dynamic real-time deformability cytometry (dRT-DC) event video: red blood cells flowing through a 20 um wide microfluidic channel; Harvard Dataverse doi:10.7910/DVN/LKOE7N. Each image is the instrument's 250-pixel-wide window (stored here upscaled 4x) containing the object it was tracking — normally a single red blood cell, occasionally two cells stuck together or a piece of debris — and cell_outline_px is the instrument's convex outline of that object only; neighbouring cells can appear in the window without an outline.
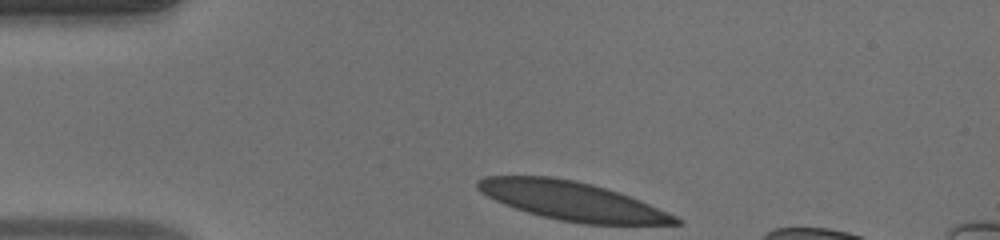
{"species": "human", "species_latin": "Homo sapiens", "temperature_condition": "warm", "stored_images_in_passage": 32, "camera_frame_rate_fps": 3000, "um_per_image_px": 0.085, "donor": {"sex": "male"}, "frame": {"image": 1, "passage_image": 1, "time_ms": 0.0, "image_size_px": [1000, 240], "cell_outline_px": [[680, 224], [584, 224], [560, 220], [528, 212], [504, 204], [488, 196], [476, 184], [480, 180], [488, 176], [544, 176], [568, 180], [588, 184], [616, 192], [636, 200], [664, 212], [680, 220]], "centroid_in_image_um": [48.55, 17.09], "position_along_channel_um": 36.4, "area_um2": 42.54}}
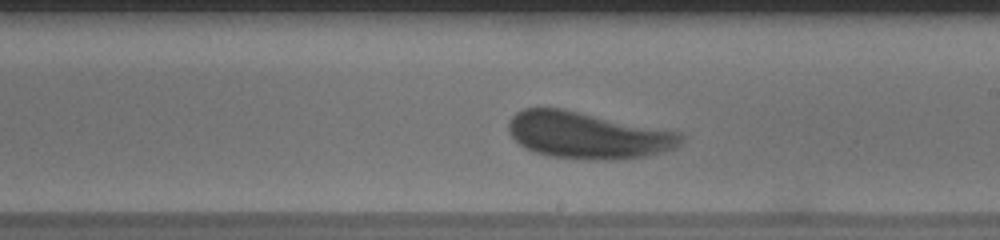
{"frame": {"image": 2, "passage_image": 19, "time_ms": 6.0, "image_size_px": [1000, 240], "cell_outline_px": [[680, 140], [672, 148], [644, 156], [612, 160], [592, 160], [552, 156], [536, 152], [520, 144], [512, 136], [508, 128], [508, 124], [512, 116], [516, 112], [524, 108], [560, 108], [680, 132]], "centroid_in_image_um": [49.89, 11.49], "position_along_channel_um": 239.1, "area_um2": 45.95}}
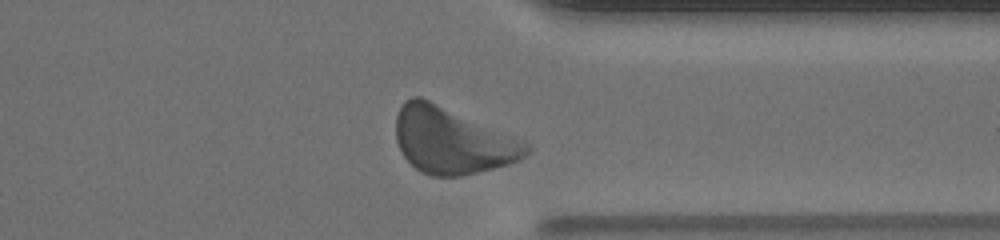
{"frame": {"image": 3, "passage_image": 29, "time_ms": 9.333, "image_size_px": [1000, 240], "cell_outline_px": [[528, 152], [524, 156], [516, 160], [492, 168], [460, 176], [432, 176], [416, 168], [404, 156], [396, 140], [396, 116], [404, 100], [412, 96], [420, 96], [528, 148]], "centroid_in_image_um": [38.22, 11.98], "position_along_channel_um": 373.2, "area_um2": 47.22}, "authors_computed_cell_mechanics": {"area_um2": 44.0147, "velocity_mm_per_s": 4.0791, "shape_relaxation_time_tau1_ms": 1.8096, "shape_relaxation_time_tau2_ms": 3.2084, "deformation_change_tau1": 0.0984, "deformation_change_tau2": 0.1227}}